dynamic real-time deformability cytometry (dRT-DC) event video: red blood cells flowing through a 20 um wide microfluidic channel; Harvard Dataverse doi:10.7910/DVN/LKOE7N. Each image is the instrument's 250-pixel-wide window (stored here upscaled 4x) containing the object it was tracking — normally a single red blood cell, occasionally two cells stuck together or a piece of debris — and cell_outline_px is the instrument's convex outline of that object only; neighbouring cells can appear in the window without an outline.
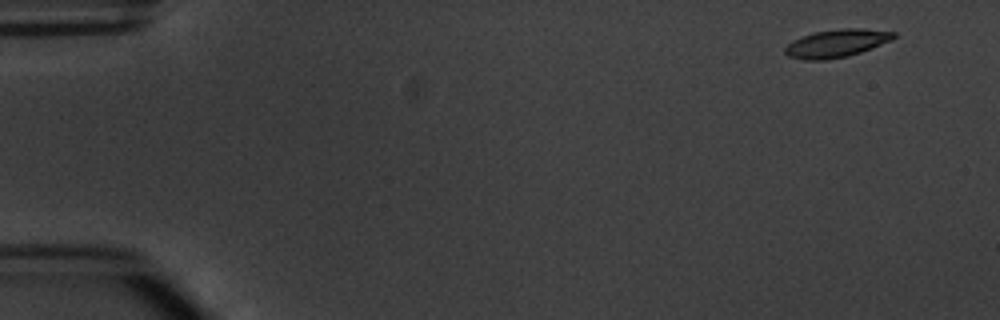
{"species": "common noctule bat (a hibernating species)", "species_latin": "Nyctalus noctula", "temperature_condition": "warm", "stored_images_in_passage": 4, "camera_frame_rate_fps": 3000, "um_per_image_px": 0.085, "animal": {"sex": "male", "body_mass_g": 20.1, "forearm_length_mm": 53.5}, "frame": {"image": 1, "passage_image": 1, "time_ms": 0.0, "image_size_px": [1000, 320], "cell_outline_px": [[896, 36], [892, 40], [872, 48], [848, 56], [824, 60], [804, 60], [788, 56], [784, 52], [784, 48], [792, 40], [800, 36], [812, 32], [840, 28], [860, 28], [896, 32]], "centroid_in_image_um": [71.08, 3.67], "position_along_channel_um": 13.9, "area_um2": 17.86}}
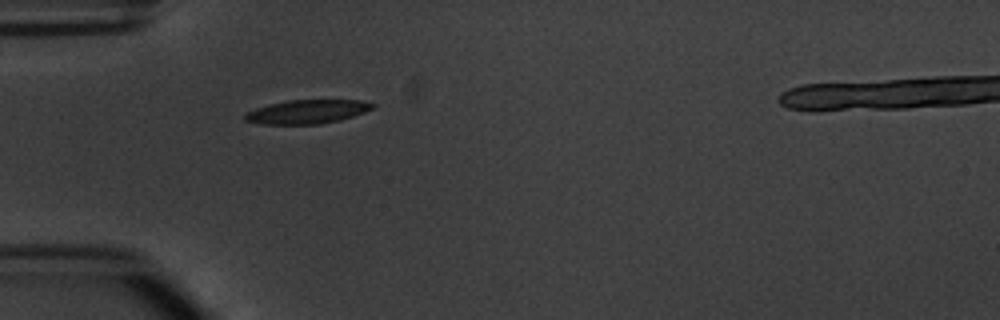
{"frame": {"image": 2, "passage_image": 4, "time_ms": 4.333, "image_size_px": [1000, 320], "cell_outline_px": [[376, 104], [372, 108], [364, 112], [340, 120], [320, 124], [264, 124], [244, 120], [244, 116], [248, 112], [256, 108], [268, 104], [288, 100], [364, 100]], "centroid_in_image_um": [26.13, 9.49], "position_along_channel_um": 58.9, "area_um2": 17.63}}